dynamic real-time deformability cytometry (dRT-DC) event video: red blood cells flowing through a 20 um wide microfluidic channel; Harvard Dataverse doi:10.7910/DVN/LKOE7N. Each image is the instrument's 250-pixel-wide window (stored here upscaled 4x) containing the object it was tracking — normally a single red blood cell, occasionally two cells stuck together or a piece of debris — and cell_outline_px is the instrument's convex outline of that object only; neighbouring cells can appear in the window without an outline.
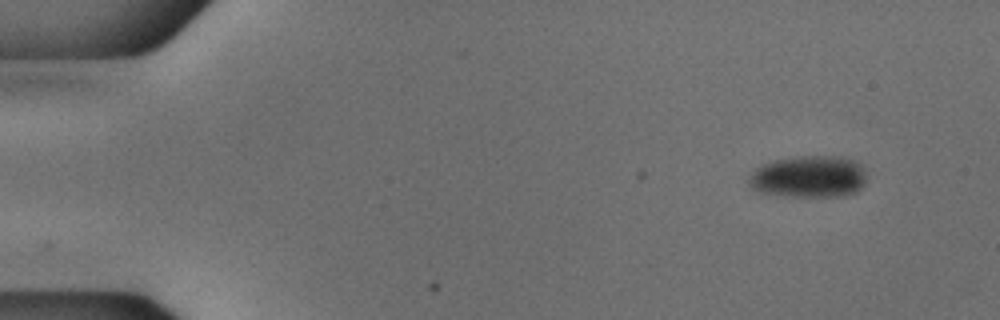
{"species": "common noctule bat (a hibernating species)", "species_latin": "Nyctalus noctula", "temperature_condition": "cold", "stored_images_in_passage": 27, "camera_frame_rate_fps": 3000, "um_per_image_px": 0.085, "animal": {"sex": "male", "body_mass_g": 18.8}, "frame": {"image": 1, "passage_image": 1, "time_ms": 0.0, "image_size_px": [1000, 320], "cell_outline_px": [[868, 180], [856, 192], [848, 196], [784, 196], [756, 192], [748, 184], [748, 180], [752, 172], [756, 168], [764, 164], [776, 160], [804, 156], [840, 156], [852, 160], [860, 164], [864, 168]], "centroid_in_image_um": [68.78, 15.03], "position_along_channel_um": 16.2, "area_um2": 29.02}}
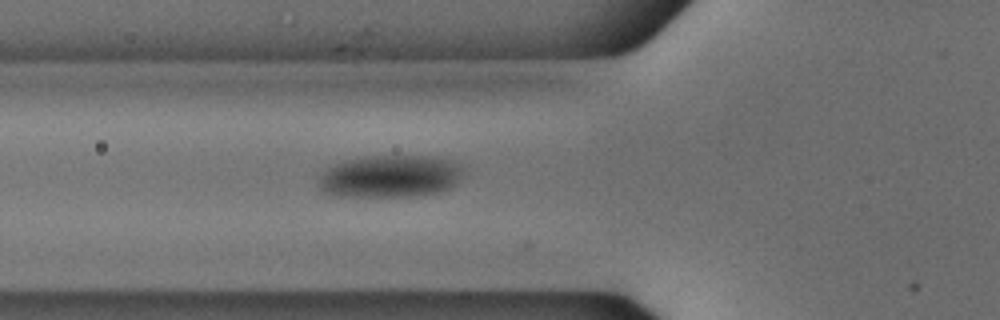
{"frame": {"image": 2, "passage_image": 16, "time_ms": 5.0, "image_size_px": [1000, 320], "cell_outline_px": [[464, 176], [456, 184], [440, 192], [416, 196], [336, 196], [320, 188], [320, 180], [324, 172], [328, 168], [344, 160], [364, 156], [432, 156], [448, 160], [460, 164], [464, 168]], "centroid_in_image_um": [33.24, 14.98], "position_along_channel_um": 92.6, "area_um2": 35.72}}
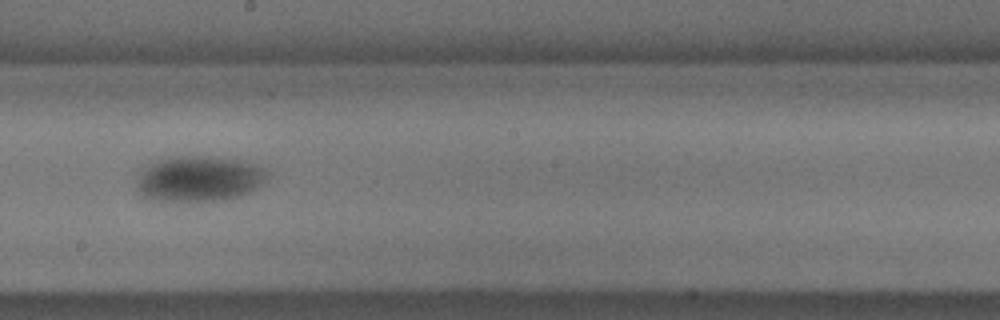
{"frame": {"image": 3, "passage_image": 27, "time_ms": 8.667, "image_size_px": [1000, 320], "cell_outline_px": [[268, 172], [264, 184], [240, 196], [224, 200], [160, 200], [144, 196], [136, 192], [136, 180], [140, 172], [148, 164], [156, 160], [172, 156], [212, 156], [240, 160], [256, 164], [264, 168]], "centroid_in_image_um": [16.91, 15.17], "position_along_channel_um": 231.3, "area_um2": 34.85}}